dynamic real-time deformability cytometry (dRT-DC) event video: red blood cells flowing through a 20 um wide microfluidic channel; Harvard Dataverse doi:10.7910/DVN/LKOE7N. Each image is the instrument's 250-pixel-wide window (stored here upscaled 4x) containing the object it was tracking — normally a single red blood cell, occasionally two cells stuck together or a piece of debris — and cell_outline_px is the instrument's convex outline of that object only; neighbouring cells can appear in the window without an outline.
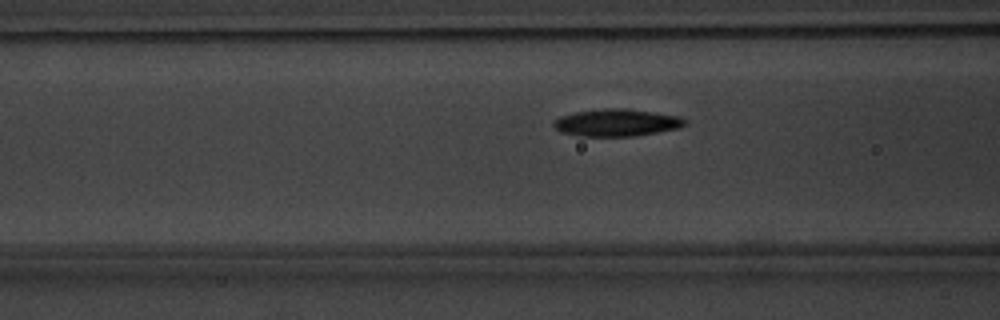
{"species": "common noctule bat (a hibernating species)", "species_latin": "Nyctalus noctula", "temperature_condition": "warm", "stored_images_in_passage": 48, "camera_frame_rate_fps": 3000, "um_per_image_px": 0.085, "animal": {"sex": "male", "body_mass_g": 20.1, "forearm_length_mm": 53.5}, "frame": {"image": 1, "passage_image": 16, "time_ms": 5.0, "image_size_px": [1000, 320], "cell_outline_px": [[688, 124], [680, 128], [636, 136], [580, 136], [560, 132], [552, 124], [552, 120], [560, 116], [576, 112], [600, 108], [624, 108], [680, 116], [688, 120]], "centroid_in_image_um": [52.43, 10.42], "position_along_channel_um": 114.2, "area_um2": 21.1}}
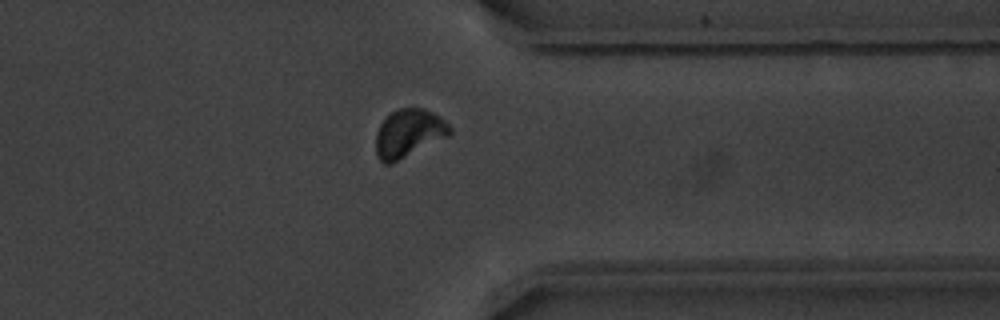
{"frame": {"image": 2, "passage_image": 37, "time_ms": 12.0, "image_size_px": [1000, 320], "cell_outline_px": [[452, 132], [448, 136], [392, 164], [384, 164], [376, 156], [376, 132], [380, 124], [396, 108], [424, 108], [440, 116], [452, 128]], "centroid_in_image_um": [34.73, 11.34], "position_along_channel_um": 376.7, "area_um2": 20.81}}
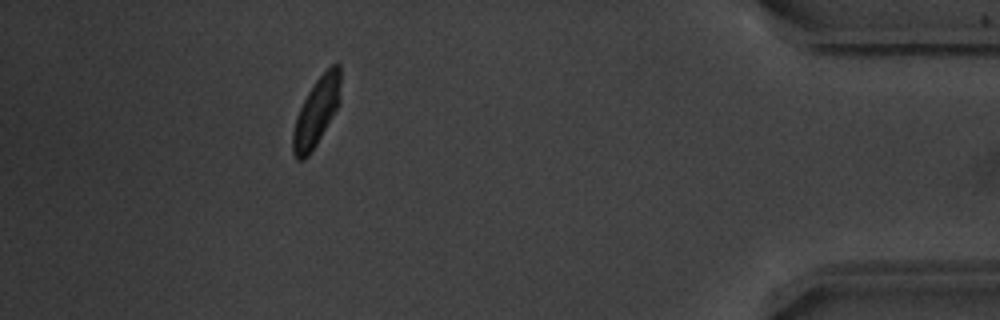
{"frame": {"image": 3, "passage_image": 43, "time_ms": 14.0, "image_size_px": [1000, 320], "cell_outline_px": [[340, 104], [316, 144], [308, 156], [304, 160], [296, 160], [292, 152], [292, 132], [300, 108], [308, 92], [316, 80], [332, 64], [340, 64]], "centroid_in_image_um": [26.9, 9.53], "position_along_channel_um": 408.3, "area_um2": 18.79}, "authors_computed_cell_mechanics": {"area_um2": 19.8832, "velocity_mm_per_s": 3.7909, "shape_relaxation_time_tau1_ms": 2.1951, "shape_relaxation_time_tau2_ms": 3.0453, "deformation_change_tau1": 0.1513, "deformation_change_tau2": 0.04}}